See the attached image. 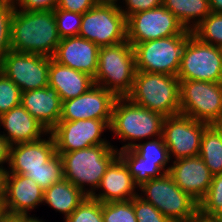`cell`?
<instances>
[{"instance_id": "cell-1", "label": "cell", "mask_w": 222, "mask_h": 222, "mask_svg": "<svg viewBox=\"0 0 222 222\" xmlns=\"http://www.w3.org/2000/svg\"><path fill=\"white\" fill-rule=\"evenodd\" d=\"M60 40L54 10L27 12L15 8L11 21L13 51L53 57Z\"/></svg>"}, {"instance_id": "cell-2", "label": "cell", "mask_w": 222, "mask_h": 222, "mask_svg": "<svg viewBox=\"0 0 222 222\" xmlns=\"http://www.w3.org/2000/svg\"><path fill=\"white\" fill-rule=\"evenodd\" d=\"M62 158L64 179L91 196L98 189L110 163L119 155L111 144L94 145L72 152H56ZM87 183V184H85ZM90 185L91 189H85Z\"/></svg>"}, {"instance_id": "cell-3", "label": "cell", "mask_w": 222, "mask_h": 222, "mask_svg": "<svg viewBox=\"0 0 222 222\" xmlns=\"http://www.w3.org/2000/svg\"><path fill=\"white\" fill-rule=\"evenodd\" d=\"M136 73L134 48L131 43L99 48L98 67L94 83L112 92L116 97H127L132 91Z\"/></svg>"}, {"instance_id": "cell-4", "label": "cell", "mask_w": 222, "mask_h": 222, "mask_svg": "<svg viewBox=\"0 0 222 222\" xmlns=\"http://www.w3.org/2000/svg\"><path fill=\"white\" fill-rule=\"evenodd\" d=\"M179 90L177 76L136 71L132 91L127 97L143 108L169 117L180 114Z\"/></svg>"}, {"instance_id": "cell-5", "label": "cell", "mask_w": 222, "mask_h": 222, "mask_svg": "<svg viewBox=\"0 0 222 222\" xmlns=\"http://www.w3.org/2000/svg\"><path fill=\"white\" fill-rule=\"evenodd\" d=\"M164 116L133 103L128 97H117L112 110L110 129L119 139L130 141L120 150L132 149L133 141L162 136Z\"/></svg>"}, {"instance_id": "cell-6", "label": "cell", "mask_w": 222, "mask_h": 222, "mask_svg": "<svg viewBox=\"0 0 222 222\" xmlns=\"http://www.w3.org/2000/svg\"><path fill=\"white\" fill-rule=\"evenodd\" d=\"M143 200L151 203L172 222H192L199 216V203L185 193L169 173L139 186Z\"/></svg>"}, {"instance_id": "cell-7", "label": "cell", "mask_w": 222, "mask_h": 222, "mask_svg": "<svg viewBox=\"0 0 222 222\" xmlns=\"http://www.w3.org/2000/svg\"><path fill=\"white\" fill-rule=\"evenodd\" d=\"M190 35H175L136 44V71L177 76Z\"/></svg>"}, {"instance_id": "cell-8", "label": "cell", "mask_w": 222, "mask_h": 222, "mask_svg": "<svg viewBox=\"0 0 222 222\" xmlns=\"http://www.w3.org/2000/svg\"><path fill=\"white\" fill-rule=\"evenodd\" d=\"M180 114L213 125L222 117V83L180 81Z\"/></svg>"}, {"instance_id": "cell-9", "label": "cell", "mask_w": 222, "mask_h": 222, "mask_svg": "<svg viewBox=\"0 0 222 222\" xmlns=\"http://www.w3.org/2000/svg\"><path fill=\"white\" fill-rule=\"evenodd\" d=\"M177 77L179 81L222 83V48L204 43L191 34L185 44Z\"/></svg>"}, {"instance_id": "cell-10", "label": "cell", "mask_w": 222, "mask_h": 222, "mask_svg": "<svg viewBox=\"0 0 222 222\" xmlns=\"http://www.w3.org/2000/svg\"><path fill=\"white\" fill-rule=\"evenodd\" d=\"M80 37L99 47L127 41L126 17L119 5L96 4L82 14Z\"/></svg>"}, {"instance_id": "cell-11", "label": "cell", "mask_w": 222, "mask_h": 222, "mask_svg": "<svg viewBox=\"0 0 222 222\" xmlns=\"http://www.w3.org/2000/svg\"><path fill=\"white\" fill-rule=\"evenodd\" d=\"M127 41L134 47L138 43L175 35H191L176 16L163 5L140 11L126 19Z\"/></svg>"}, {"instance_id": "cell-12", "label": "cell", "mask_w": 222, "mask_h": 222, "mask_svg": "<svg viewBox=\"0 0 222 222\" xmlns=\"http://www.w3.org/2000/svg\"><path fill=\"white\" fill-rule=\"evenodd\" d=\"M119 156L138 186L168 173L170 169V166L166 167L171 159L162 136L145 143H135L132 149L119 150Z\"/></svg>"}, {"instance_id": "cell-13", "label": "cell", "mask_w": 222, "mask_h": 222, "mask_svg": "<svg viewBox=\"0 0 222 222\" xmlns=\"http://www.w3.org/2000/svg\"><path fill=\"white\" fill-rule=\"evenodd\" d=\"M51 57L9 51L3 57L2 73L22 92L48 86Z\"/></svg>"}, {"instance_id": "cell-14", "label": "cell", "mask_w": 222, "mask_h": 222, "mask_svg": "<svg viewBox=\"0 0 222 222\" xmlns=\"http://www.w3.org/2000/svg\"><path fill=\"white\" fill-rule=\"evenodd\" d=\"M207 126L182 114L165 117L162 137L169 157L175 156L177 160L199 156L202 134Z\"/></svg>"}, {"instance_id": "cell-15", "label": "cell", "mask_w": 222, "mask_h": 222, "mask_svg": "<svg viewBox=\"0 0 222 222\" xmlns=\"http://www.w3.org/2000/svg\"><path fill=\"white\" fill-rule=\"evenodd\" d=\"M111 120L84 119L59 121L50 131L54 137L56 152H72L94 145L110 144L102 139V133L110 129Z\"/></svg>"}, {"instance_id": "cell-16", "label": "cell", "mask_w": 222, "mask_h": 222, "mask_svg": "<svg viewBox=\"0 0 222 222\" xmlns=\"http://www.w3.org/2000/svg\"><path fill=\"white\" fill-rule=\"evenodd\" d=\"M116 98L112 92L95 84L82 95L62 102L60 121L111 120Z\"/></svg>"}, {"instance_id": "cell-17", "label": "cell", "mask_w": 222, "mask_h": 222, "mask_svg": "<svg viewBox=\"0 0 222 222\" xmlns=\"http://www.w3.org/2000/svg\"><path fill=\"white\" fill-rule=\"evenodd\" d=\"M168 173L174 182L198 203L206 195L213 177L200 156L174 160Z\"/></svg>"}, {"instance_id": "cell-18", "label": "cell", "mask_w": 222, "mask_h": 222, "mask_svg": "<svg viewBox=\"0 0 222 222\" xmlns=\"http://www.w3.org/2000/svg\"><path fill=\"white\" fill-rule=\"evenodd\" d=\"M99 46L80 36L66 37L53 55L58 63L95 77L98 67Z\"/></svg>"}, {"instance_id": "cell-19", "label": "cell", "mask_w": 222, "mask_h": 222, "mask_svg": "<svg viewBox=\"0 0 222 222\" xmlns=\"http://www.w3.org/2000/svg\"><path fill=\"white\" fill-rule=\"evenodd\" d=\"M10 146L7 170L11 174L25 175L29 170H38L56 154L54 137Z\"/></svg>"}, {"instance_id": "cell-20", "label": "cell", "mask_w": 222, "mask_h": 222, "mask_svg": "<svg viewBox=\"0 0 222 222\" xmlns=\"http://www.w3.org/2000/svg\"><path fill=\"white\" fill-rule=\"evenodd\" d=\"M44 190L33 180L22 174L8 173L6 182L5 210L8 215L30 216L43 202Z\"/></svg>"}, {"instance_id": "cell-21", "label": "cell", "mask_w": 222, "mask_h": 222, "mask_svg": "<svg viewBox=\"0 0 222 222\" xmlns=\"http://www.w3.org/2000/svg\"><path fill=\"white\" fill-rule=\"evenodd\" d=\"M98 188L103 189V193L94 192L91 197L101 203L131 200L139 195L135 192L139 186L134 182L127 165L119 155L106 169Z\"/></svg>"}, {"instance_id": "cell-22", "label": "cell", "mask_w": 222, "mask_h": 222, "mask_svg": "<svg viewBox=\"0 0 222 222\" xmlns=\"http://www.w3.org/2000/svg\"><path fill=\"white\" fill-rule=\"evenodd\" d=\"M20 104L50 132L60 121L62 100L49 86L22 92Z\"/></svg>"}, {"instance_id": "cell-23", "label": "cell", "mask_w": 222, "mask_h": 222, "mask_svg": "<svg viewBox=\"0 0 222 222\" xmlns=\"http://www.w3.org/2000/svg\"><path fill=\"white\" fill-rule=\"evenodd\" d=\"M0 124L7 132V134L1 135L10 146L34 142L42 139L41 136L44 133L49 134L45 127L32 117L21 104L0 115Z\"/></svg>"}, {"instance_id": "cell-24", "label": "cell", "mask_w": 222, "mask_h": 222, "mask_svg": "<svg viewBox=\"0 0 222 222\" xmlns=\"http://www.w3.org/2000/svg\"><path fill=\"white\" fill-rule=\"evenodd\" d=\"M93 85V77L62 65L51 57L48 86L57 91L62 102L82 95Z\"/></svg>"}, {"instance_id": "cell-25", "label": "cell", "mask_w": 222, "mask_h": 222, "mask_svg": "<svg viewBox=\"0 0 222 222\" xmlns=\"http://www.w3.org/2000/svg\"><path fill=\"white\" fill-rule=\"evenodd\" d=\"M87 196L86 193L63 178L44 190L43 202L54 210L62 212L66 219Z\"/></svg>"}, {"instance_id": "cell-26", "label": "cell", "mask_w": 222, "mask_h": 222, "mask_svg": "<svg viewBox=\"0 0 222 222\" xmlns=\"http://www.w3.org/2000/svg\"><path fill=\"white\" fill-rule=\"evenodd\" d=\"M163 6L190 31L211 13L209 0H163Z\"/></svg>"}, {"instance_id": "cell-27", "label": "cell", "mask_w": 222, "mask_h": 222, "mask_svg": "<svg viewBox=\"0 0 222 222\" xmlns=\"http://www.w3.org/2000/svg\"><path fill=\"white\" fill-rule=\"evenodd\" d=\"M199 156L213 176L222 174V137L213 125L202 134Z\"/></svg>"}, {"instance_id": "cell-28", "label": "cell", "mask_w": 222, "mask_h": 222, "mask_svg": "<svg viewBox=\"0 0 222 222\" xmlns=\"http://www.w3.org/2000/svg\"><path fill=\"white\" fill-rule=\"evenodd\" d=\"M25 176L33 179L43 190L52 184L61 181L63 175V162L59 154H55L43 167L38 170H29Z\"/></svg>"}, {"instance_id": "cell-29", "label": "cell", "mask_w": 222, "mask_h": 222, "mask_svg": "<svg viewBox=\"0 0 222 222\" xmlns=\"http://www.w3.org/2000/svg\"><path fill=\"white\" fill-rule=\"evenodd\" d=\"M192 34L204 43L222 48V14L211 12Z\"/></svg>"}, {"instance_id": "cell-30", "label": "cell", "mask_w": 222, "mask_h": 222, "mask_svg": "<svg viewBox=\"0 0 222 222\" xmlns=\"http://www.w3.org/2000/svg\"><path fill=\"white\" fill-rule=\"evenodd\" d=\"M222 209V174L214 175L204 198L199 202V216L211 218Z\"/></svg>"}, {"instance_id": "cell-31", "label": "cell", "mask_w": 222, "mask_h": 222, "mask_svg": "<svg viewBox=\"0 0 222 222\" xmlns=\"http://www.w3.org/2000/svg\"><path fill=\"white\" fill-rule=\"evenodd\" d=\"M103 222H137L133 198L126 201L102 203Z\"/></svg>"}, {"instance_id": "cell-32", "label": "cell", "mask_w": 222, "mask_h": 222, "mask_svg": "<svg viewBox=\"0 0 222 222\" xmlns=\"http://www.w3.org/2000/svg\"><path fill=\"white\" fill-rule=\"evenodd\" d=\"M64 222H103L102 203L87 196Z\"/></svg>"}, {"instance_id": "cell-33", "label": "cell", "mask_w": 222, "mask_h": 222, "mask_svg": "<svg viewBox=\"0 0 222 222\" xmlns=\"http://www.w3.org/2000/svg\"><path fill=\"white\" fill-rule=\"evenodd\" d=\"M54 17L58 34L61 39L79 35L82 14L55 8Z\"/></svg>"}, {"instance_id": "cell-34", "label": "cell", "mask_w": 222, "mask_h": 222, "mask_svg": "<svg viewBox=\"0 0 222 222\" xmlns=\"http://www.w3.org/2000/svg\"><path fill=\"white\" fill-rule=\"evenodd\" d=\"M15 8L13 1L0 0V55L2 57L12 50L11 21Z\"/></svg>"}, {"instance_id": "cell-35", "label": "cell", "mask_w": 222, "mask_h": 222, "mask_svg": "<svg viewBox=\"0 0 222 222\" xmlns=\"http://www.w3.org/2000/svg\"><path fill=\"white\" fill-rule=\"evenodd\" d=\"M22 91L3 73L0 75V115L20 105Z\"/></svg>"}, {"instance_id": "cell-36", "label": "cell", "mask_w": 222, "mask_h": 222, "mask_svg": "<svg viewBox=\"0 0 222 222\" xmlns=\"http://www.w3.org/2000/svg\"><path fill=\"white\" fill-rule=\"evenodd\" d=\"M133 209L137 222H172L156 207L143 200L139 195L133 198Z\"/></svg>"}, {"instance_id": "cell-37", "label": "cell", "mask_w": 222, "mask_h": 222, "mask_svg": "<svg viewBox=\"0 0 222 222\" xmlns=\"http://www.w3.org/2000/svg\"><path fill=\"white\" fill-rule=\"evenodd\" d=\"M125 1V10L119 5V9L126 19L140 11L154 9L163 5V0H123ZM121 6V7H120ZM127 9V10H126Z\"/></svg>"}, {"instance_id": "cell-38", "label": "cell", "mask_w": 222, "mask_h": 222, "mask_svg": "<svg viewBox=\"0 0 222 222\" xmlns=\"http://www.w3.org/2000/svg\"><path fill=\"white\" fill-rule=\"evenodd\" d=\"M15 7L20 11H52L57 7L58 0H16Z\"/></svg>"}, {"instance_id": "cell-39", "label": "cell", "mask_w": 222, "mask_h": 222, "mask_svg": "<svg viewBox=\"0 0 222 222\" xmlns=\"http://www.w3.org/2000/svg\"><path fill=\"white\" fill-rule=\"evenodd\" d=\"M96 4V0H58L56 8L84 14Z\"/></svg>"}, {"instance_id": "cell-40", "label": "cell", "mask_w": 222, "mask_h": 222, "mask_svg": "<svg viewBox=\"0 0 222 222\" xmlns=\"http://www.w3.org/2000/svg\"><path fill=\"white\" fill-rule=\"evenodd\" d=\"M9 150L10 145L0 134V169H6L3 167V163L9 162Z\"/></svg>"}, {"instance_id": "cell-41", "label": "cell", "mask_w": 222, "mask_h": 222, "mask_svg": "<svg viewBox=\"0 0 222 222\" xmlns=\"http://www.w3.org/2000/svg\"><path fill=\"white\" fill-rule=\"evenodd\" d=\"M8 169H0V202L5 201Z\"/></svg>"}, {"instance_id": "cell-42", "label": "cell", "mask_w": 222, "mask_h": 222, "mask_svg": "<svg viewBox=\"0 0 222 222\" xmlns=\"http://www.w3.org/2000/svg\"><path fill=\"white\" fill-rule=\"evenodd\" d=\"M1 222H29V216L6 215Z\"/></svg>"}, {"instance_id": "cell-43", "label": "cell", "mask_w": 222, "mask_h": 222, "mask_svg": "<svg viewBox=\"0 0 222 222\" xmlns=\"http://www.w3.org/2000/svg\"><path fill=\"white\" fill-rule=\"evenodd\" d=\"M210 11L222 14V0H209Z\"/></svg>"}, {"instance_id": "cell-44", "label": "cell", "mask_w": 222, "mask_h": 222, "mask_svg": "<svg viewBox=\"0 0 222 222\" xmlns=\"http://www.w3.org/2000/svg\"><path fill=\"white\" fill-rule=\"evenodd\" d=\"M211 219L214 222H222V209H220L219 211H217L212 217Z\"/></svg>"}, {"instance_id": "cell-45", "label": "cell", "mask_w": 222, "mask_h": 222, "mask_svg": "<svg viewBox=\"0 0 222 222\" xmlns=\"http://www.w3.org/2000/svg\"><path fill=\"white\" fill-rule=\"evenodd\" d=\"M213 126L216 128V130L220 133L221 137H222V117L217 120Z\"/></svg>"}, {"instance_id": "cell-46", "label": "cell", "mask_w": 222, "mask_h": 222, "mask_svg": "<svg viewBox=\"0 0 222 222\" xmlns=\"http://www.w3.org/2000/svg\"><path fill=\"white\" fill-rule=\"evenodd\" d=\"M7 215L5 210V203L0 202V222L3 220V218Z\"/></svg>"}, {"instance_id": "cell-47", "label": "cell", "mask_w": 222, "mask_h": 222, "mask_svg": "<svg viewBox=\"0 0 222 222\" xmlns=\"http://www.w3.org/2000/svg\"><path fill=\"white\" fill-rule=\"evenodd\" d=\"M98 4H111V5H119L116 2L118 0H96Z\"/></svg>"}, {"instance_id": "cell-48", "label": "cell", "mask_w": 222, "mask_h": 222, "mask_svg": "<svg viewBox=\"0 0 222 222\" xmlns=\"http://www.w3.org/2000/svg\"><path fill=\"white\" fill-rule=\"evenodd\" d=\"M192 222H214V221L211 218H204V217L198 216Z\"/></svg>"}, {"instance_id": "cell-49", "label": "cell", "mask_w": 222, "mask_h": 222, "mask_svg": "<svg viewBox=\"0 0 222 222\" xmlns=\"http://www.w3.org/2000/svg\"><path fill=\"white\" fill-rule=\"evenodd\" d=\"M29 222H43V221H41L40 219H38L36 217L34 218L32 216L31 217L29 216Z\"/></svg>"}, {"instance_id": "cell-50", "label": "cell", "mask_w": 222, "mask_h": 222, "mask_svg": "<svg viewBox=\"0 0 222 222\" xmlns=\"http://www.w3.org/2000/svg\"><path fill=\"white\" fill-rule=\"evenodd\" d=\"M3 69V57L0 55V75L2 74Z\"/></svg>"}, {"instance_id": "cell-51", "label": "cell", "mask_w": 222, "mask_h": 222, "mask_svg": "<svg viewBox=\"0 0 222 222\" xmlns=\"http://www.w3.org/2000/svg\"><path fill=\"white\" fill-rule=\"evenodd\" d=\"M2 1H13V2H15L16 0H2Z\"/></svg>"}]
</instances>
